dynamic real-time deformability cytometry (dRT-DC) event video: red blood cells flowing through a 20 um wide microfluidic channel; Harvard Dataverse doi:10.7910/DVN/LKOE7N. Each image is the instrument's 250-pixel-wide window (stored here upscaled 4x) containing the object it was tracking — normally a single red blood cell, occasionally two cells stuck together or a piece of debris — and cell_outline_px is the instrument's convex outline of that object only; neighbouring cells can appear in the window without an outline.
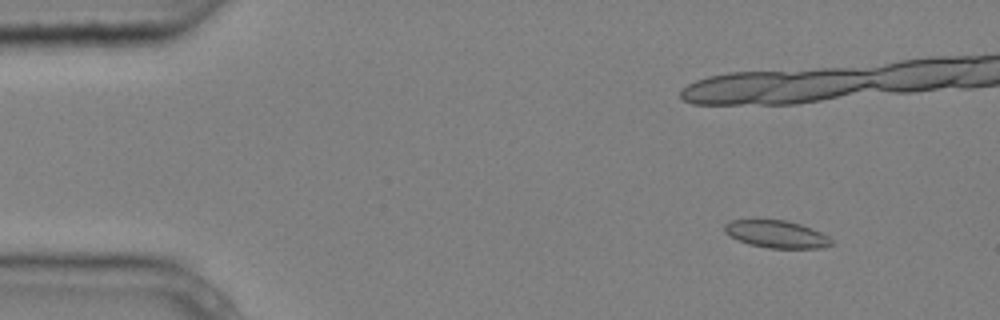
{"species": "common noctule bat (a hibernating species)", "species_latin": "Nyctalus noctula", "temperature_condition": "cold", "stored_images_in_passage": 3, "camera_frame_rate_fps": 3000, "um_per_image_px": 0.085, "animal": {"sex": "male", "body_mass_g": 20.4}, "frame": {"image": 1, "passage_image": 2, "time_ms": 0.333, "image_size_px": [1000, 320], "cell_outline_px": [[832, 244], [820, 248], [768, 248], [748, 244], [724, 232], [724, 224], [728, 220], [752, 216], [756, 216], [784, 220], [800, 224], [812, 228], [828, 236], [832, 240]], "centroid_in_image_um": [65.91, 19.84], "position_along_channel_um": 19.1, "area_um2": 17.8}}